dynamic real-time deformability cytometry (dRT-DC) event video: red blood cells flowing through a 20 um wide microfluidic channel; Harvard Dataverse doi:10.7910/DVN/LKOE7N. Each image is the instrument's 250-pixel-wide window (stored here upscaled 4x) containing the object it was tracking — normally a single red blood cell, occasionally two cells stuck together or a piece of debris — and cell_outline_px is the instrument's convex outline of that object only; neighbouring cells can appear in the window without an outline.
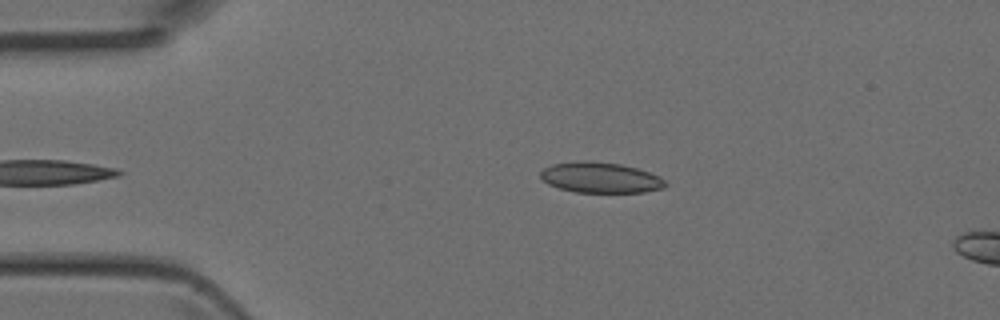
{"species": "Egyptian fruit bat (a non-hibernating species)", "species_latin": "Rousettus aegyptiacus", "temperature_condition": "room temperature", "stored_images_in_passage": 3, "segment_of_instrument_passage": [1, 2], "camera_frame_rate_fps": 3000, "um_per_image_px": 0.085, "animal": {"sex": "female"}, "frame": {"image": 1, "passage_image": 1, "time_ms": 0.0, "image_size_px": [1000, 320], "cell_outline_px": [[668, 184], [664, 188], [644, 192], [576, 192], [560, 188], [548, 184], [540, 176], [540, 172], [544, 168], [552, 164], [580, 160], [588, 160], [620, 164], [636, 168], [660, 176]], "centroid_in_image_um": [51.04, 15.09], "position_along_channel_um": 34.0, "area_um2": 22.25}}